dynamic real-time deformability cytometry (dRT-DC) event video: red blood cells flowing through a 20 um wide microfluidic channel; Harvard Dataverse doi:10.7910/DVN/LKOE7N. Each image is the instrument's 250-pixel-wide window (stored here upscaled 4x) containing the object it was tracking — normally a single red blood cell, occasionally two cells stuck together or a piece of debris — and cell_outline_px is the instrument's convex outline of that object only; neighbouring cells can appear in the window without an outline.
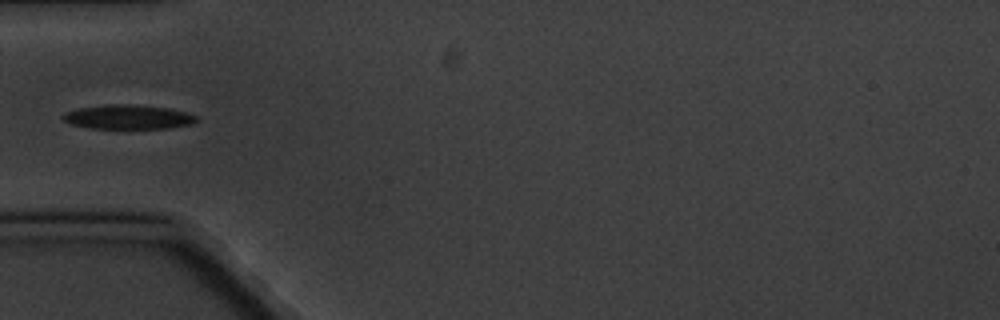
{"species": "common noctule bat (a hibernating species)", "species_latin": "Nyctalus noctula", "temperature_condition": "cold", "stored_images_in_passage": 9, "camera_frame_rate_fps": 3000, "um_per_image_px": 0.085, "animal": {"sex": "male", "body_mass_g": 20.1, "forearm_length_mm": 53.5}, "frame": {"image": 1, "passage_image": 4, "time_ms": 3.667, "image_size_px": [1000, 320], "cell_outline_px": [[200, 120], [192, 124], [168, 128], [88, 128], [72, 124], [64, 120], [64, 112], [80, 108], [108, 104], [124, 104], [168, 108], [184, 112], [196, 116]], "centroid_in_image_um": [10.91, 9.95], "position_along_channel_um": 74.1, "area_um2": 18.61}}